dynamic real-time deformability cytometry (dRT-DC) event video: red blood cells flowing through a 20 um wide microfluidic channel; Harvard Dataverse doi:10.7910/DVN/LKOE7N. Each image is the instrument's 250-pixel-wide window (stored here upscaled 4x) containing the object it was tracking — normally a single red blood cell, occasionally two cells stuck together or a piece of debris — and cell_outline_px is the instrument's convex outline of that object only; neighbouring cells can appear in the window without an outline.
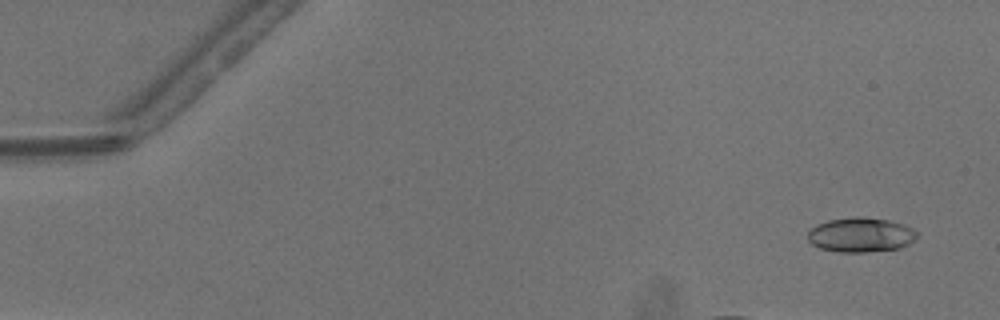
{"species": "common noctule bat (a hibernating species)", "species_latin": "Nyctalus noctula", "temperature_condition": "warm", "stored_images_in_passage": 18, "camera_frame_rate_fps": 3000, "um_per_image_px": 0.085, "animal": {"sex": "male", "body_mass_g": 13.3}, "frame": {"image": 1, "passage_image": 3, "time_ms": 0.667, "image_size_px": [1000, 320], "cell_outline_px": [[920, 232], [908, 244], [900, 248], [868, 252], [836, 252], [820, 248], [812, 244], [808, 240], [808, 232], [816, 224], [828, 220], [856, 216], [864, 216], [888, 220], [904, 224]], "centroid_in_image_um": [73.16, 19.95], "position_along_channel_um": 11.8, "area_um2": 22.2}}